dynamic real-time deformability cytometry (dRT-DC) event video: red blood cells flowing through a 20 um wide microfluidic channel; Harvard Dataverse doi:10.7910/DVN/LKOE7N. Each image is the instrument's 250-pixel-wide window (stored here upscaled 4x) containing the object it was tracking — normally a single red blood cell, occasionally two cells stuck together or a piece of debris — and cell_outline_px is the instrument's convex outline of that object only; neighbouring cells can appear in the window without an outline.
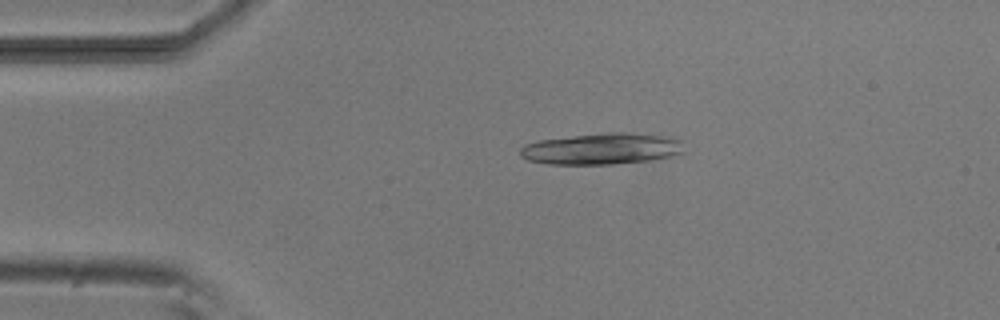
{"species": "common noctule bat (a hibernating species)", "species_latin": "Nyctalus noctula", "temperature_condition": "room temperature", "stored_images_in_passage": 2, "camera_frame_rate_fps": 3000, "um_per_image_px": 0.085, "animal": {"sex": "male", "body_mass_g": 20.5, "forearm_length_mm": 52.5}, "frame": {"image": 1, "passage_image": 1, "time_ms": 0.0, "image_size_px": [1000, 320], "cell_outline_px": [[684, 152], [652, 160], [612, 164], [548, 164], [528, 160], [520, 156], [520, 148], [524, 144], [540, 140], [604, 132], [632, 132], [672, 136], [680, 140]], "centroid_in_image_um": [51.16, 12.63], "position_along_channel_um": 33.8, "area_um2": 30.11}}